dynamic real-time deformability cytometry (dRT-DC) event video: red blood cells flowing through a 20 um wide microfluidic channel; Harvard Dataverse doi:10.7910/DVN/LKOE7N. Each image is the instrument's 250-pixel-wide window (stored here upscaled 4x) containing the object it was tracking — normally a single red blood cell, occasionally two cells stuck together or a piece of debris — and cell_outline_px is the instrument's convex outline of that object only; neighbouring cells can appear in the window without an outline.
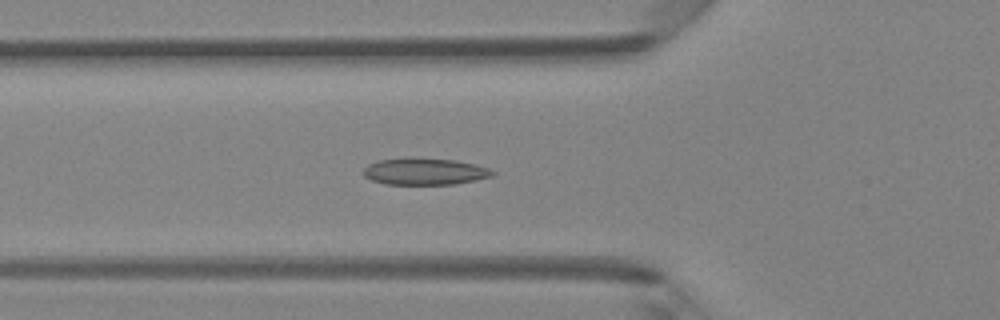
{"species": "Egyptian fruit bat (a non-hibernating species)", "species_latin": "Rousettus aegyptiacus", "temperature_condition": "room temperature", "stored_images_in_passage": 48, "camera_frame_rate_fps": 3000, "um_per_image_px": 0.085, "animal": {"sex": "female"}, "frame": {"image": 1, "passage_image": 17, "time_ms": 5.333, "image_size_px": [1000, 320], "cell_outline_px": [[496, 172], [492, 176], [476, 180], [456, 184], [384, 184], [372, 180], [364, 176], [364, 168], [368, 164], [380, 160], [404, 156], [408, 156], [456, 160], [488, 168]], "centroid_in_image_um": [36.07, 14.55], "position_along_channel_um": 89.7, "area_um2": 20.4}}
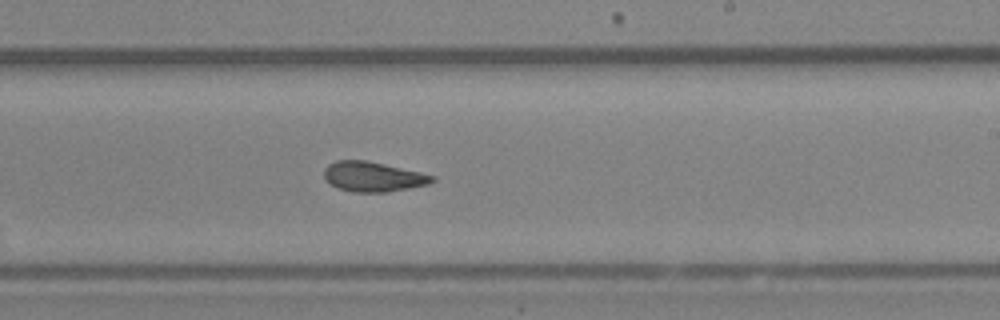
{"frame": {"image": 2, "passage_image": 29, "time_ms": 9.333, "image_size_px": [1000, 320], "cell_outline_px": [[436, 180], [428, 184], [408, 188], [384, 192], [352, 192], [336, 188], [324, 180], [324, 168], [328, 164], [336, 160], [364, 160], [384, 164], [420, 172], [436, 176]], "centroid_in_image_um": [31.67, 15.02], "position_along_channel_um": 257.3, "area_um2": 18.9}}
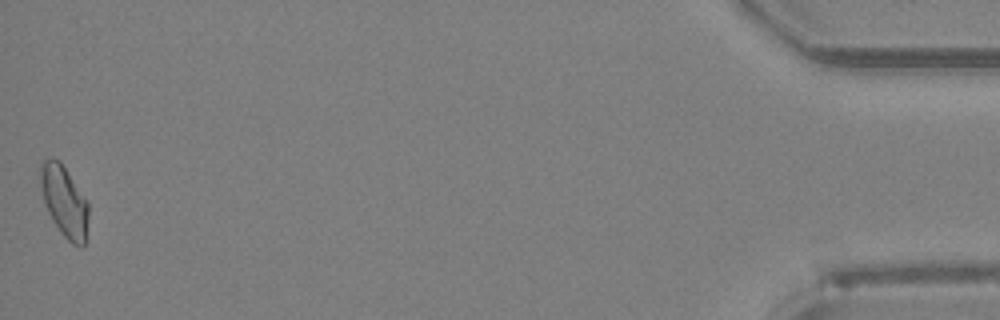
{"frame": {"image": 3, "passage_image": 48, "time_ms": 15.667, "image_size_px": [1000, 320], "cell_outline_px": [[88, 220], [84, 244], [80, 248], [72, 244], [60, 232], [52, 220], [44, 204], [40, 180], [40, 164], [44, 160], [52, 156], [60, 160], [88, 204]], "centroid_in_image_um": [5.44, 17.11], "position_along_channel_um": 429.8, "area_um2": 19.77}, "authors_computed_cell_mechanics": {"area_um2": 19.2474, "velocity_mm_per_s": 4.2085, "shape_relaxation_time_tau1_ms": 7.2896, "shape_relaxation_time_tau2_ms": 3.1562, "deformation_change_tau1": 0.175, "deformation_change_tau2": 0.0819}}